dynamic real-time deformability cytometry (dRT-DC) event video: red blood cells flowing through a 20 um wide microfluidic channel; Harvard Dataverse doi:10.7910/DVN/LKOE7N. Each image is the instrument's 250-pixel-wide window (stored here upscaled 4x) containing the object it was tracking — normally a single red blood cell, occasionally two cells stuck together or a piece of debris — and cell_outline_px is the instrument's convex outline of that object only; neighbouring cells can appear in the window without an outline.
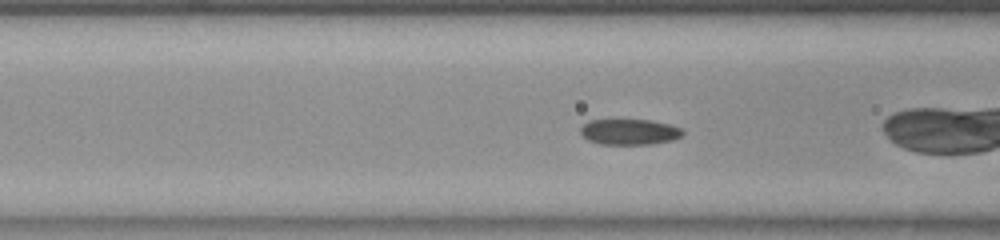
{"species": "common noctule bat (a hibernating species)", "species_latin": "Nyctalus noctula", "temperature_condition": "room temperature", "stored_images_in_passage": 47, "camera_frame_rate_fps": 3000, "um_per_image_px": 0.085, "animal": {"sex": "female", "body_mass_g": 23.0, "forearm_length_mm": 53.4}, "frame": {"image": 1, "passage_image": 14, "time_ms": 4.333, "image_size_px": [1000, 240], "cell_outline_px": [[684, 132], [680, 136], [672, 140], [652, 144], [600, 144], [588, 140], [580, 132], [580, 128], [588, 120], [648, 120], [668, 124], [680, 128]], "centroid_in_image_um": [53.47, 11.21], "position_along_channel_um": 113.1, "area_um2": 15.14}}
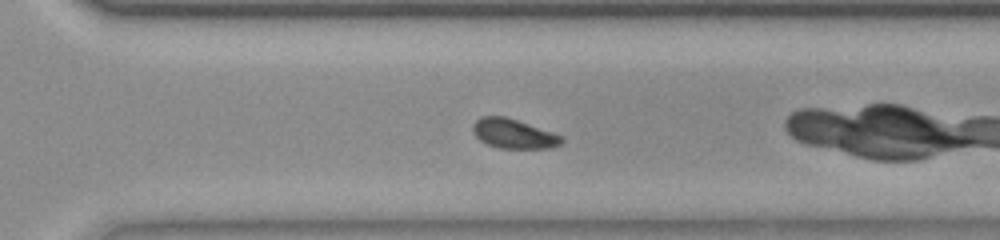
{"frame": {"image": 2, "passage_image": 31, "time_ms": 10.0, "image_size_px": [1000, 240], "cell_outline_px": [[564, 140], [560, 144], [552, 148], [500, 148], [488, 144], [480, 140], [472, 132], [472, 124], [480, 116], [504, 116], [564, 136]], "centroid_in_image_um": [43.64, 11.36], "position_along_channel_um": 327.0, "area_um2": 15.2}}
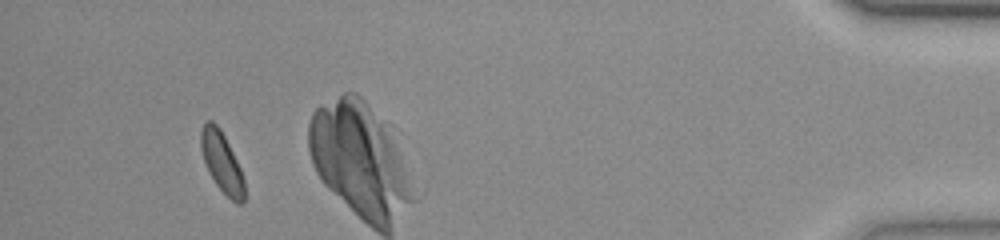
{"frame": {"image": 3, "passage_image": 44, "time_ms": 14.333, "image_size_px": [1000, 240], "cell_outline_px": [[244, 204], [236, 204], [216, 184], [204, 160], [200, 148], [200, 132], [204, 124], [208, 120], [212, 120], [220, 128], [240, 168], [244, 180]], "centroid_in_image_um": [18.85, 13.78], "position_along_channel_um": 416.3, "area_um2": 14.91}, "authors_computed_cell_mechanics": {"area_um2": 15.5482, "velocity_mm_per_s": 3.7781, "shape_relaxation_time_tau1_ms": 2.1411, "shape_relaxation_time_tau2_ms": 1.4178, "deformation_change_tau1": 0.095, "deformation_change_tau2": 0.0493}}